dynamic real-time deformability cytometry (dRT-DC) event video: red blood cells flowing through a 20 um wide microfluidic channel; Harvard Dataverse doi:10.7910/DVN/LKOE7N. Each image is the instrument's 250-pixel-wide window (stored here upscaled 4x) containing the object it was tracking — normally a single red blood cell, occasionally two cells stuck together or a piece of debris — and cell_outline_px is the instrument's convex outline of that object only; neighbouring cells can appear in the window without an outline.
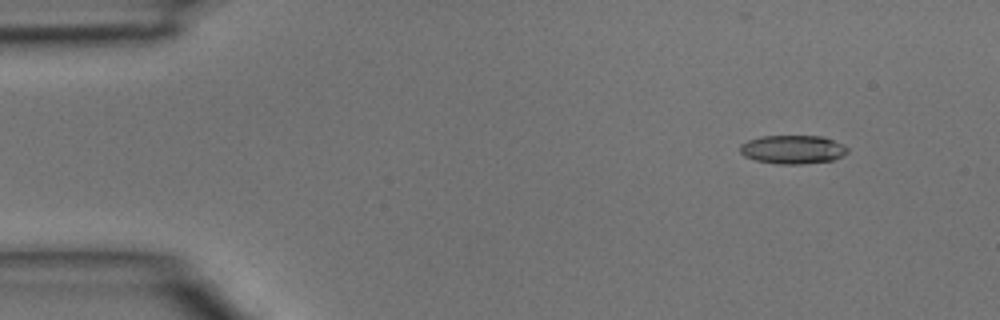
{"species": "common noctule bat (a hibernating species)", "species_latin": "Nyctalus noctula", "temperature_condition": "room temperature", "stored_images_in_passage": 3, "camera_frame_rate_fps": 3000, "um_per_image_px": 0.085, "animal": {"sex": "male", "body_mass_g": 15.6}, "frame": {"image": 1, "passage_image": 1, "time_ms": 0.0, "image_size_px": [1000, 320], "cell_outline_px": [[848, 152], [832, 160], [800, 164], [776, 164], [756, 160], [744, 156], [740, 152], [740, 144], [748, 140], [760, 136], [824, 136], [844, 144], [848, 148]], "centroid_in_image_um": [67.37, 12.7], "position_along_channel_um": 17.6, "area_um2": 17.98}}
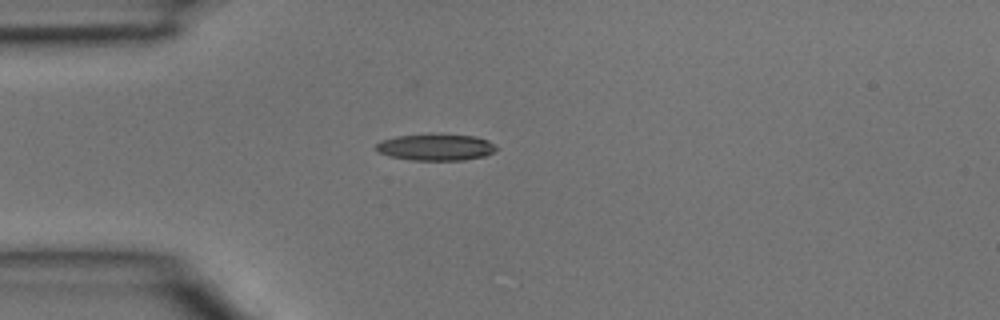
{"frame": {"image": 2, "passage_image": 3, "time_ms": 0.667, "image_size_px": [1000, 320], "cell_outline_px": [[496, 148], [492, 152], [484, 156], [464, 160], [412, 160], [392, 156], [380, 152], [372, 148], [380, 140], [396, 136], [432, 132], [476, 136], [488, 140]], "centroid_in_image_um": [37.0, 12.47], "position_along_channel_um": 48.0, "area_um2": 19.02}}